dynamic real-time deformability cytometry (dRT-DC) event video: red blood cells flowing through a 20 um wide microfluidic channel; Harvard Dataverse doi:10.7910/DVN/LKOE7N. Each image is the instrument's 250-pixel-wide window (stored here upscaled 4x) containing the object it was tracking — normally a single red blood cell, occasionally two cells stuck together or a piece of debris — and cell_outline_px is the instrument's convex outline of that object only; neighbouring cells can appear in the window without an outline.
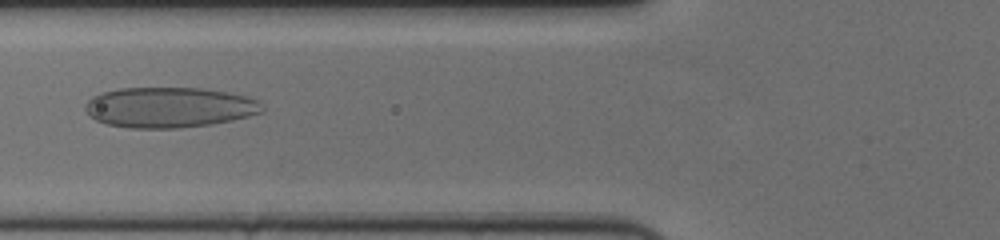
{"species": "human", "species_latin": "Homo sapiens", "temperature_condition": "cold", "stored_images_in_passage": 44, "camera_frame_rate_fps": 3000, "um_per_image_px": 0.085, "donor": {"sex": "female"}, "frame": {"image": 1, "passage_image": 9, "time_ms": 2.667, "image_size_px": [1000, 240], "cell_outline_px": [[264, 112], [232, 120], [212, 124], [180, 128], [128, 128], [108, 124], [96, 120], [84, 108], [88, 100], [92, 96], [104, 92], [120, 88], [204, 88], [248, 96], [260, 100], [264, 104]], "centroid_in_image_um": [14.45, 9.12], "position_along_channel_um": 111.4, "area_um2": 41.85}}
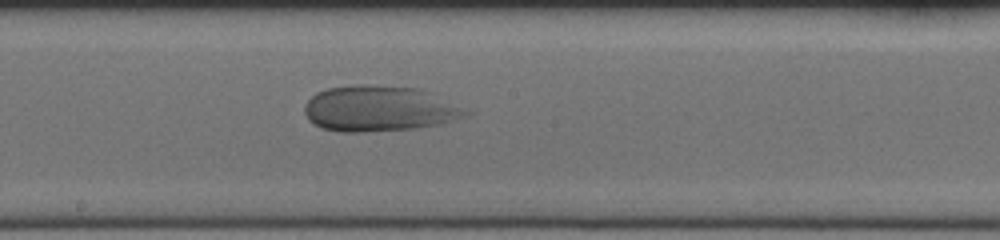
{"frame": {"image": 2, "passage_image": 18, "time_ms": 5.667, "image_size_px": [1000, 240], "cell_outline_px": [[476, 112], [468, 116], [440, 124], [416, 128], [364, 132], [340, 132], [320, 128], [312, 124], [308, 120], [304, 112], [304, 104], [316, 92], [328, 88], [352, 84], [368, 84], [420, 88], [432, 92]], "centroid_in_image_um": [32.28, 9.22], "position_along_channel_um": 215.9, "area_um2": 43.93}}
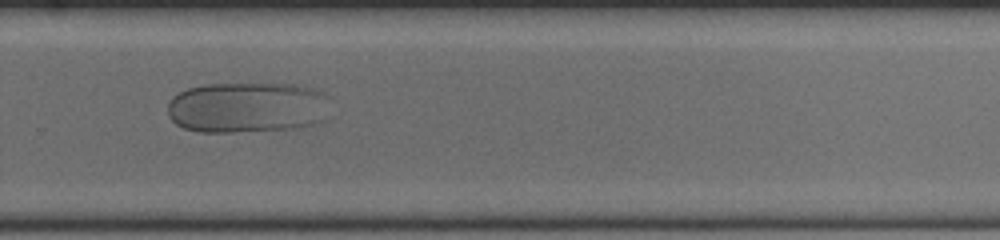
{"frame": {"image": 3, "passage_image": 26, "time_ms": 8.333, "image_size_px": [1000, 240], "cell_outline_px": [[324, 96], [312, 124], [292, 128], [232, 132], [200, 132], [184, 128], [176, 124], [168, 116], [168, 104], [172, 96], [188, 88], [204, 84], [296, 84], [312, 88], [324, 92]], "centroid_in_image_um": [20.79, 9.11], "position_along_channel_um": 309.0, "area_um2": 46.82}}